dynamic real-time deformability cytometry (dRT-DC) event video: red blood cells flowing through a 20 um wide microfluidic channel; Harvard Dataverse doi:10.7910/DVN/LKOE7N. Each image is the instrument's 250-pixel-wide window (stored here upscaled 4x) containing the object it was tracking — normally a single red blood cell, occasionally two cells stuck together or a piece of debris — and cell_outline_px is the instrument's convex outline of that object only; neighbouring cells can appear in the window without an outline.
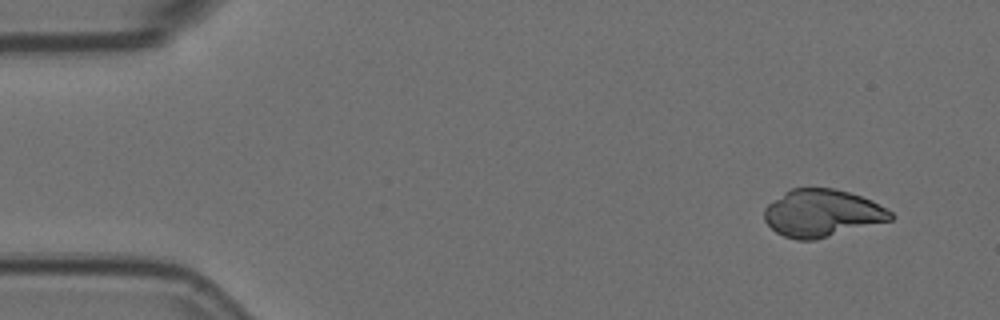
{"species": "Egyptian fruit bat (a non-hibernating species)", "species_latin": "Rousettus aegyptiacus", "temperature_condition": "room temperature", "stored_images_in_passage": 4, "camera_frame_rate_fps": 3000, "um_per_image_px": 0.085, "animal": {"sex": "female"}, "frame": {"image": 1, "passage_image": 1, "time_ms": 0.0, "image_size_px": [1000, 320], "cell_outline_px": [[896, 216], [892, 220], [816, 240], [796, 240], [784, 236], [776, 232], [764, 220], [764, 208], [768, 204], [784, 192], [792, 188], [832, 188], [848, 192], [872, 200], [892, 212]], "centroid_in_image_um": [69.88, 18.13], "position_along_channel_um": 15.1, "area_um2": 34.97}}
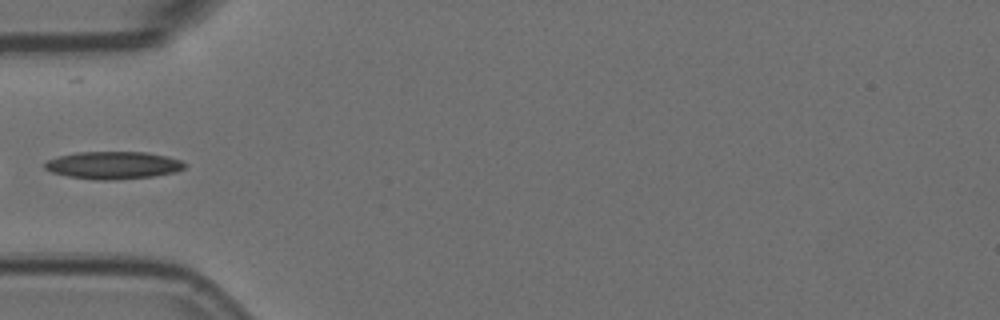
{"frame": {"image": 2, "passage_image": 4, "time_ms": 1.0, "image_size_px": [1000, 320], "cell_outline_px": [[188, 164], [184, 168], [176, 172], [152, 176], [116, 180], [96, 180], [68, 176], [52, 172], [44, 168], [44, 164], [48, 160], [60, 156], [76, 152], [148, 152], [168, 156], [180, 160]], "centroid_in_image_um": [9.66, 14.04], "position_along_channel_um": 75.3, "area_um2": 22.48}}